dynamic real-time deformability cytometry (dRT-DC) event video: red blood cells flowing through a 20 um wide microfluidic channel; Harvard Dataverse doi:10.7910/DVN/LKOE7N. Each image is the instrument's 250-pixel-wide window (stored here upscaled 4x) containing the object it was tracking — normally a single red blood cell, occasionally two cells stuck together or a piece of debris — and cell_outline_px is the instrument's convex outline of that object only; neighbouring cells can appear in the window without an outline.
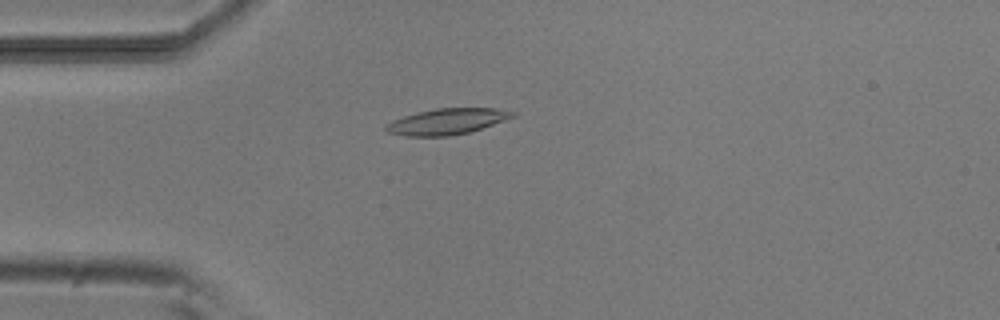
{"species": "common noctule bat (a hibernating species)", "species_latin": "Nyctalus noctula", "temperature_condition": "room temperature", "stored_images_in_passage": 47, "camera_frame_rate_fps": 3000, "um_per_image_px": 0.085, "animal": {"sex": "male", "body_mass_g": 20.5, "forearm_length_mm": 52.5}, "frame": {"image": 1, "passage_image": 14, "time_ms": 4.333, "image_size_px": [1000, 320], "cell_outline_px": [[516, 116], [468, 132], [448, 136], [404, 136], [388, 132], [384, 128], [384, 124], [392, 120], [416, 112], [436, 108], [496, 108], [516, 112]], "centroid_in_image_um": [37.95, 10.32], "position_along_channel_um": 47.1, "area_um2": 19.07}}
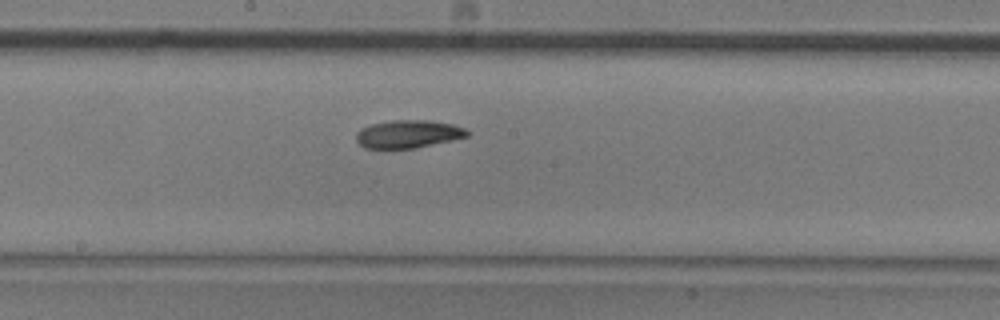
{"frame": {"image": 2, "passage_image": 28, "time_ms": 9.0, "image_size_px": [1000, 320], "cell_outline_px": [[468, 136], [452, 140], [416, 148], [364, 148], [356, 140], [356, 132], [360, 128], [372, 124], [392, 120], [428, 120], [452, 124], [464, 128], [468, 132]], "centroid_in_image_um": [34.67, 11.39], "position_along_channel_um": 213.5, "area_um2": 17.98}}
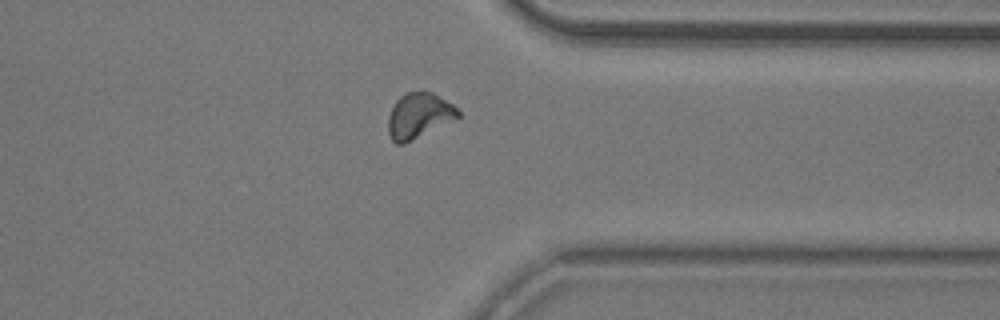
{"frame": {"image": 3, "passage_image": 41, "time_ms": 13.333, "image_size_px": [1000, 320], "cell_outline_px": [[460, 116], [404, 144], [396, 144], [392, 140], [388, 132], [388, 116], [396, 100], [400, 96], [408, 92], [432, 92], [452, 104], [460, 112]], "centroid_in_image_um": [35.57, 9.83], "position_along_channel_um": 375.8, "area_um2": 18.09}}